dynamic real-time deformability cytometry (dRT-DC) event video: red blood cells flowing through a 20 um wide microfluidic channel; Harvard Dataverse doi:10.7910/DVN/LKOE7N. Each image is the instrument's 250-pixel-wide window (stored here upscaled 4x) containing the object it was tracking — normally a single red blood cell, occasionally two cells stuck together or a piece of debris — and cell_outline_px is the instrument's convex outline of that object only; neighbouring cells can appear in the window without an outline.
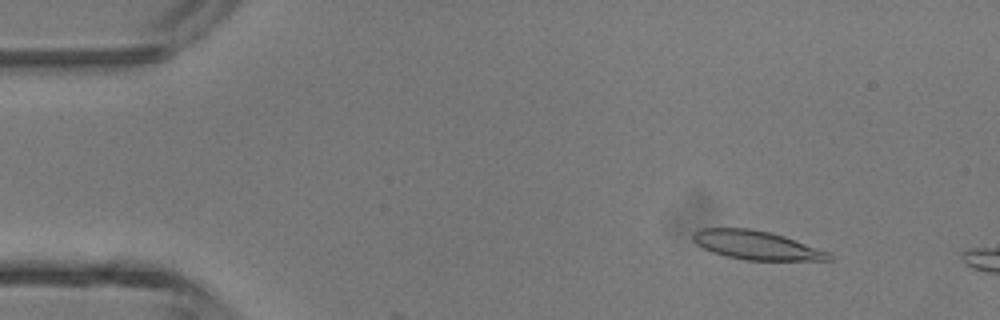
{"species": "common noctule bat (a hibernating species)", "species_latin": "Nyctalus noctula", "temperature_condition": "room temperature", "stored_images_in_passage": 3, "camera_frame_rate_fps": 3000, "um_per_image_px": 0.085, "animal": {"sex": "male", "body_mass_g": 13.3}, "frame": {"image": 1, "passage_image": 2, "time_ms": 1.333, "image_size_px": [1000, 320], "cell_outline_px": [[832, 260], [744, 260], [724, 256], [712, 252], [696, 244], [692, 240], [692, 232], [700, 228], [748, 228], [768, 232], [784, 236], [828, 252], [832, 256]], "centroid_in_image_um": [64.22, 20.84], "position_along_channel_um": 20.8, "area_um2": 22.72}}